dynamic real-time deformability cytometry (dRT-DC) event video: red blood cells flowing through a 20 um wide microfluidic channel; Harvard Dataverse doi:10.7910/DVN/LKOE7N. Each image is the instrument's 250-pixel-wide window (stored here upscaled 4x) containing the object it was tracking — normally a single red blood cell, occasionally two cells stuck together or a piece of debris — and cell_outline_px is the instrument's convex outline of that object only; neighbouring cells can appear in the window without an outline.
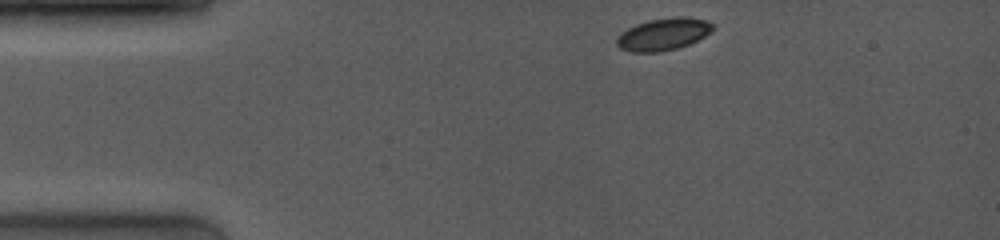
{"species": "common noctule bat (a hibernating species)", "species_latin": "Nyctalus noctula", "temperature_condition": "room temperature", "stored_images_in_passage": 59, "camera_frame_rate_fps": 4000, "um_per_image_px": 0.085, "animal": {"sex": "female", "body_mass_g": 19.0, "forearm_length_mm": 53.3}, "frame": {"image": 1, "passage_image": 1, "time_ms": 0.0, "image_size_px": [1000, 240], "cell_outline_px": [[716, 28], [712, 32], [688, 44], [676, 48], [660, 52], [628, 52], [620, 48], [616, 44], [616, 36], [620, 32], [636, 24], [648, 20], [676, 16], [684, 16], [708, 20]], "centroid_in_image_um": [56.37, 2.9], "position_along_channel_um": 28.6, "area_um2": 18.26}}
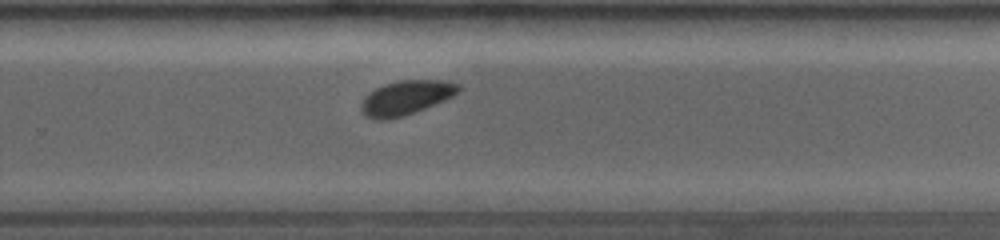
{"frame": {"image": 2, "passage_image": 37, "time_ms": 8.0, "image_size_px": [1000, 240], "cell_outline_px": [[460, 88], [452, 96], [444, 100], [424, 108], [388, 120], [372, 120], [364, 116], [360, 112], [360, 104], [364, 96], [368, 92], [384, 84], [396, 80], [452, 80], [460, 84]], "centroid_in_image_um": [34.44, 8.29], "position_along_channel_um": 295.4, "area_um2": 19.65}}
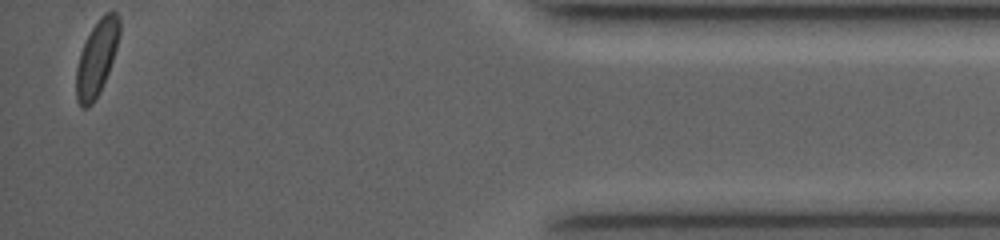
{"frame": {"image": 3, "passage_image": 59, "time_ms": 12.5, "image_size_px": [1000, 240], "cell_outline_px": [[120, 32], [116, 48], [108, 72], [100, 92], [92, 104], [88, 108], [80, 108], [76, 100], [76, 68], [80, 52], [92, 28], [100, 16], [104, 12], [116, 12], [120, 16]], "centroid_in_image_um": [8.21, 4.95], "position_along_channel_um": 427.0, "area_um2": 19.02}, "authors_computed_cell_mechanics": {"area_um2": 19.3052, "velocity_mm_per_s": 4.0661, "shape_relaxation_time_tau1_ms": 0.9277, "shape_relaxation_time_tau2_ms": 4.8558, "deformation_change_tau1": 0.0493, "deformation_change_tau2": 0.0637}}